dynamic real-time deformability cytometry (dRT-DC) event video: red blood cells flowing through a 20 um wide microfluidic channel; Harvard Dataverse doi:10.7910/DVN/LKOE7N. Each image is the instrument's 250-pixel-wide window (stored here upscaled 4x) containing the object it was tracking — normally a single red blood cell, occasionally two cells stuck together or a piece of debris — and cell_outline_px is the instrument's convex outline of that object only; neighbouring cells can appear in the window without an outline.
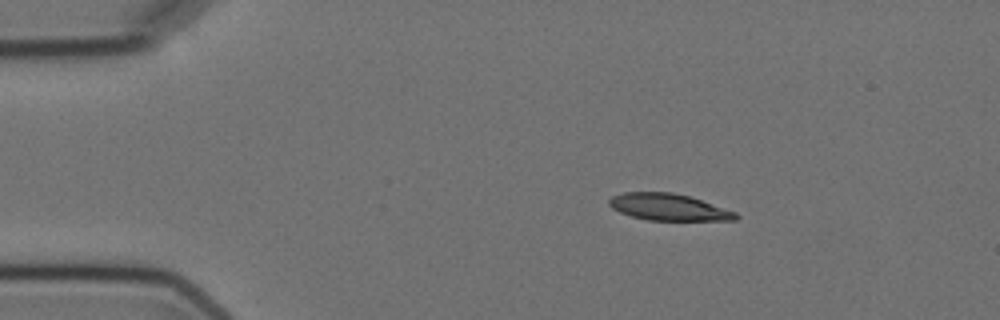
{"species": "Egyptian fruit bat (a non-hibernating species)", "species_latin": "Rousettus aegyptiacus", "temperature_condition": "cold", "stored_images_in_passage": 4, "camera_frame_rate_fps": 3000, "um_per_image_px": 0.085, "animal": {"sex": "female"}, "frame": {"image": 1, "passage_image": 2, "time_ms": 1.333, "image_size_px": [1000, 320], "cell_outline_px": [[740, 216], [736, 220], [648, 220], [632, 216], [620, 212], [612, 208], [608, 204], [608, 200], [612, 196], [624, 192], [672, 192], [688, 196], [736, 212]], "centroid_in_image_um": [56.8, 17.6], "position_along_channel_um": 28.2, "area_um2": 19.54}}